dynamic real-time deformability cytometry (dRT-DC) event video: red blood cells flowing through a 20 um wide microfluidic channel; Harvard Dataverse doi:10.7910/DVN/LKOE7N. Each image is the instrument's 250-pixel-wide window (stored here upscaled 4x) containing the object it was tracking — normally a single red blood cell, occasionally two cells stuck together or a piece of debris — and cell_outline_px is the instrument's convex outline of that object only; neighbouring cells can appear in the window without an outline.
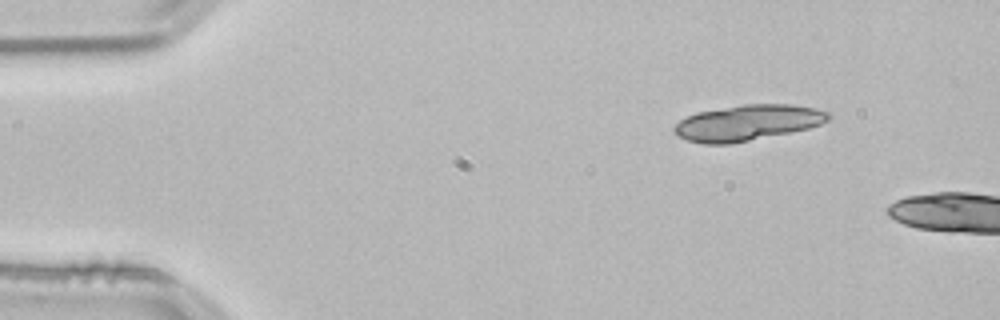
{"species": "common noctule bat (a hibernating species)", "species_latin": "Nyctalus noctula", "temperature_condition": "room temperature", "stored_images_in_passage": 5, "camera_frame_rate_fps": 3000, "um_per_image_px": 0.085, "animal": {"sex": "male", "body_mass_g": 21.5, "forearm_length_mm": 52.0}, "frame": {"image": 1, "passage_image": 1, "time_ms": 0.0, "image_size_px": [1000, 320], "cell_outline_px": [[832, 116], [828, 120], [820, 124], [808, 128], [792, 132], [732, 144], [704, 144], [688, 140], [680, 136], [672, 128], [680, 120], [696, 112], [744, 104], [792, 104], [812, 108], [828, 112]], "centroid_in_image_um": [63.55, 10.43], "position_along_channel_um": 21.5, "area_um2": 31.96}}